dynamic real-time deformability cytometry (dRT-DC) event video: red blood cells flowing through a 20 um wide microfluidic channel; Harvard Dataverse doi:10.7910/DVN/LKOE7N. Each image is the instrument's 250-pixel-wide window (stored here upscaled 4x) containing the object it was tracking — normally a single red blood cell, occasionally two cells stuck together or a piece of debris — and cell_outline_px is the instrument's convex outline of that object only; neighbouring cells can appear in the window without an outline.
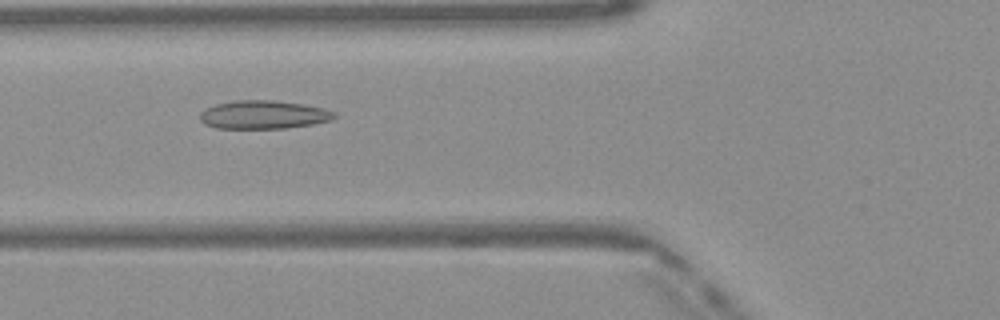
{"species": "Egyptian fruit bat (a non-hibernating species)", "species_latin": "Rousettus aegyptiacus", "temperature_condition": "warm", "stored_images_in_passage": 50, "camera_frame_rate_fps": 3000, "um_per_image_px": 0.085, "frame": {"image": 1, "passage_image": 19, "time_ms": 6.0, "image_size_px": [1000, 320], "cell_outline_px": [[336, 116], [332, 120], [312, 124], [288, 128], [216, 128], [204, 124], [200, 120], [200, 112], [216, 104], [236, 100], [272, 100], [300, 104], [324, 108], [336, 112]], "centroid_in_image_um": [22.4, 9.75], "position_along_channel_um": 103.4, "area_um2": 22.14}}
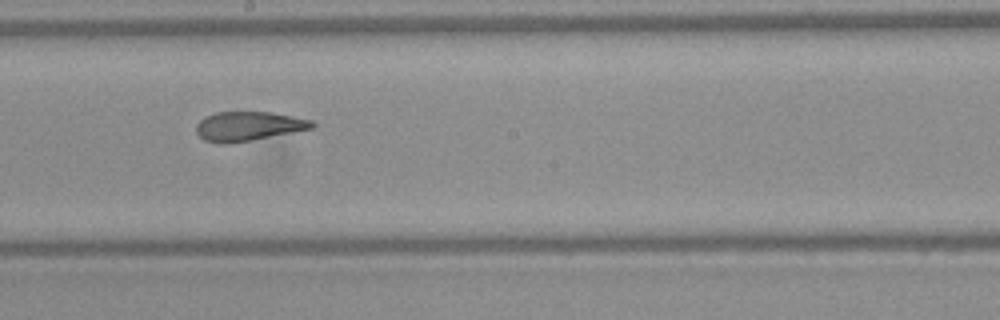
{"frame": {"image": 2, "passage_image": 28, "time_ms": 9.0, "image_size_px": [1000, 320], "cell_outline_px": [[316, 124], [312, 128], [232, 144], [220, 144], [204, 140], [196, 132], [196, 124], [200, 120], [216, 112], [272, 112], [312, 120]], "centroid_in_image_um": [21.09, 10.73], "position_along_channel_um": 227.1, "area_um2": 19.71}}
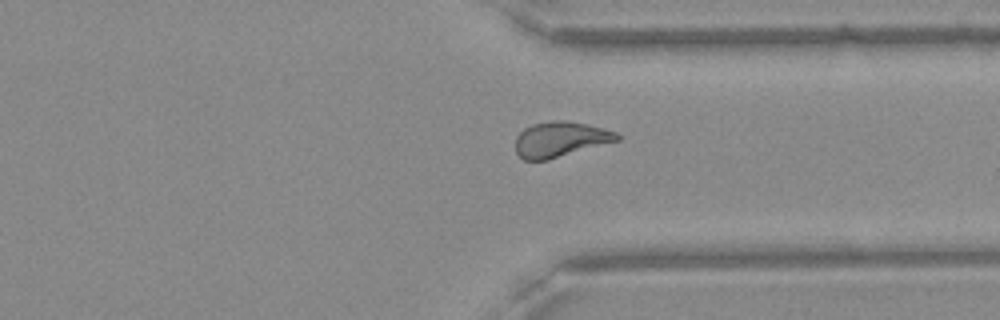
{"frame": {"image": 3, "passage_image": 38, "time_ms": 12.333, "image_size_px": [1000, 320], "cell_outline_px": [[620, 140], [548, 160], [524, 160], [516, 152], [516, 136], [524, 128], [532, 124], [552, 120], [564, 120], [588, 124], [616, 132], [620, 136]], "centroid_in_image_um": [47.62, 11.84], "position_along_channel_um": 363.8, "area_um2": 20.92}, "authors_computed_cell_mechanics": {"area_um2": 21.4727, "velocity_mm_per_s": 4.1002, "shape_relaxation_time_tau1_ms": null, "shape_relaxation_time_tau2_ms": 1.5283, "deformation_change_tau1": null, "deformation_change_tau2": 0.0903}}